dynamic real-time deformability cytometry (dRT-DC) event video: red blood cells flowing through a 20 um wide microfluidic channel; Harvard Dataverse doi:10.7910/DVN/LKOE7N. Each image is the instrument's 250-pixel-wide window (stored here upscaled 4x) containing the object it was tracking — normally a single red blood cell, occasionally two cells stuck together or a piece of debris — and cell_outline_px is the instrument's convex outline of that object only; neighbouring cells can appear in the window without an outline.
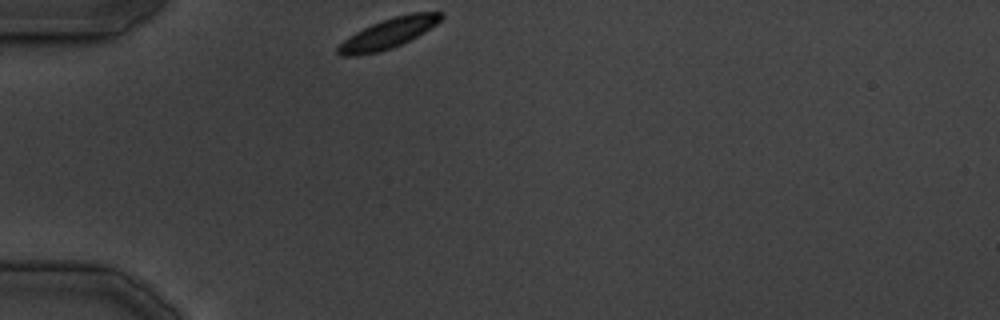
{"species": "common noctule bat (a hibernating species)", "species_latin": "Nyctalus noctula", "temperature_condition": "cold", "stored_images_in_passage": 22, "camera_frame_rate_fps": 3000, "um_per_image_px": 0.085, "animal": {"sex": "male", "body_mass_g": 19.5, "forearm_length_mm": 54.6}, "frame": {"image": 1, "passage_image": 1, "time_ms": 0.0, "image_size_px": [1000, 320], "cell_outline_px": [[444, 16], [436, 24], [424, 32], [392, 48], [380, 52], [356, 56], [340, 56], [336, 52], [336, 48], [344, 40], [356, 32], [372, 24], [392, 16], [412, 12], [444, 12]], "centroid_in_image_um": [32.99, 2.84], "position_along_channel_um": 52.0, "area_um2": 17.98}}
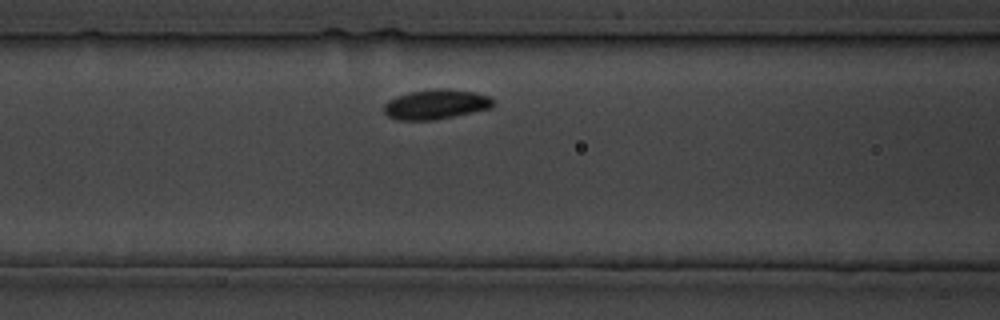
{"frame": {"image": 2, "passage_image": 7, "time_ms": 7.0, "image_size_px": [1000, 320], "cell_outline_px": [[496, 104], [492, 108], [432, 120], [396, 120], [388, 116], [384, 112], [384, 104], [388, 100], [396, 96], [412, 92], [444, 88], [476, 92], [488, 96], [496, 100]], "centroid_in_image_um": [37.08, 8.87], "position_along_channel_um": 129.5, "area_um2": 18.9}}
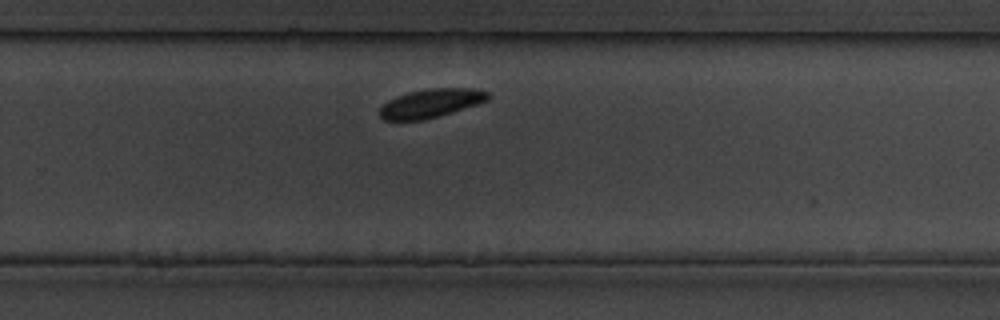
{"frame": {"image": 3, "passage_image": 16, "time_ms": 19.0, "image_size_px": [1000, 320], "cell_outline_px": [[492, 96], [488, 100], [476, 104], [424, 120], [384, 120], [380, 116], [380, 108], [388, 100], [396, 96], [408, 92], [428, 88], [472, 88], [488, 92]], "centroid_in_image_um": [36.62, 8.76], "position_along_channel_um": 293.2, "area_um2": 17.92}}